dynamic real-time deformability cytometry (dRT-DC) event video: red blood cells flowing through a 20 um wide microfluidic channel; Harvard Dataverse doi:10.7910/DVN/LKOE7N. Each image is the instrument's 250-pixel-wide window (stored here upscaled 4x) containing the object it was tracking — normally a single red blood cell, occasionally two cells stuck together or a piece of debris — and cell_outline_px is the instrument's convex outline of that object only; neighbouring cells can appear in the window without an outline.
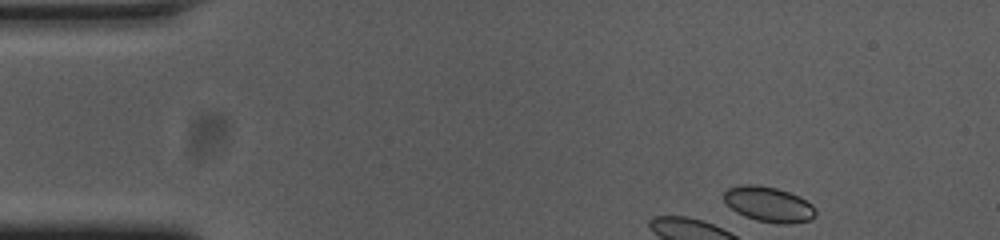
{"species": "common noctule bat (a hibernating species)", "species_latin": "Nyctalus noctula", "temperature_condition": "cold", "stored_images_in_passage": 3, "camera_frame_rate_fps": 3000, "um_per_image_px": 0.085, "animal": {"sex": "female", "body_mass_g": 23.0, "forearm_length_mm": 53.4}, "frame": {"image": 1, "passage_image": 1, "time_ms": 0.0, "image_size_px": [1000, 240], "cell_outline_px": [[816, 216], [808, 220], [788, 224], [776, 224], [756, 220], [744, 216], [736, 212], [724, 200], [724, 192], [728, 188], [740, 184], [756, 184], [776, 188], [800, 196], [812, 204], [816, 212]], "centroid_in_image_um": [65.34, 17.36], "position_along_channel_um": 19.7, "area_um2": 18.9}}